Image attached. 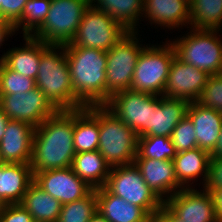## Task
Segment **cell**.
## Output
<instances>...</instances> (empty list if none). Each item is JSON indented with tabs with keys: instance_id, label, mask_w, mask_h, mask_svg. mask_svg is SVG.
Returning <instances> with one entry per match:
<instances>
[{
	"instance_id": "cell-1",
	"label": "cell",
	"mask_w": 222,
	"mask_h": 222,
	"mask_svg": "<svg viewBox=\"0 0 222 222\" xmlns=\"http://www.w3.org/2000/svg\"><path fill=\"white\" fill-rule=\"evenodd\" d=\"M74 110H58L34 130L31 168L37 172L72 166Z\"/></svg>"
},
{
	"instance_id": "cell-2",
	"label": "cell",
	"mask_w": 222,
	"mask_h": 222,
	"mask_svg": "<svg viewBox=\"0 0 222 222\" xmlns=\"http://www.w3.org/2000/svg\"><path fill=\"white\" fill-rule=\"evenodd\" d=\"M75 109L106 105V51L64 45Z\"/></svg>"
},
{
	"instance_id": "cell-3",
	"label": "cell",
	"mask_w": 222,
	"mask_h": 222,
	"mask_svg": "<svg viewBox=\"0 0 222 222\" xmlns=\"http://www.w3.org/2000/svg\"><path fill=\"white\" fill-rule=\"evenodd\" d=\"M35 81L36 87L58 110H75V93L65 46L47 45L41 41V58Z\"/></svg>"
},
{
	"instance_id": "cell-4",
	"label": "cell",
	"mask_w": 222,
	"mask_h": 222,
	"mask_svg": "<svg viewBox=\"0 0 222 222\" xmlns=\"http://www.w3.org/2000/svg\"><path fill=\"white\" fill-rule=\"evenodd\" d=\"M98 151L113 166L132 164L138 152V136L105 105L99 106Z\"/></svg>"
},
{
	"instance_id": "cell-5",
	"label": "cell",
	"mask_w": 222,
	"mask_h": 222,
	"mask_svg": "<svg viewBox=\"0 0 222 222\" xmlns=\"http://www.w3.org/2000/svg\"><path fill=\"white\" fill-rule=\"evenodd\" d=\"M170 43L176 57L210 75L222 74V40L220 30L193 29Z\"/></svg>"
},
{
	"instance_id": "cell-6",
	"label": "cell",
	"mask_w": 222,
	"mask_h": 222,
	"mask_svg": "<svg viewBox=\"0 0 222 222\" xmlns=\"http://www.w3.org/2000/svg\"><path fill=\"white\" fill-rule=\"evenodd\" d=\"M89 5L90 0H51L46 20L31 36L47 45L69 44Z\"/></svg>"
},
{
	"instance_id": "cell-7",
	"label": "cell",
	"mask_w": 222,
	"mask_h": 222,
	"mask_svg": "<svg viewBox=\"0 0 222 222\" xmlns=\"http://www.w3.org/2000/svg\"><path fill=\"white\" fill-rule=\"evenodd\" d=\"M176 56L174 47L166 42L163 45H146L135 66L130 90L161 96L169 75L171 63Z\"/></svg>"
},
{
	"instance_id": "cell-8",
	"label": "cell",
	"mask_w": 222,
	"mask_h": 222,
	"mask_svg": "<svg viewBox=\"0 0 222 222\" xmlns=\"http://www.w3.org/2000/svg\"><path fill=\"white\" fill-rule=\"evenodd\" d=\"M137 31H128L109 51H106V104L110 98L130 90L134 70L142 50Z\"/></svg>"
},
{
	"instance_id": "cell-9",
	"label": "cell",
	"mask_w": 222,
	"mask_h": 222,
	"mask_svg": "<svg viewBox=\"0 0 222 222\" xmlns=\"http://www.w3.org/2000/svg\"><path fill=\"white\" fill-rule=\"evenodd\" d=\"M105 187L112 194L143 208L152 218L164 204L144 182L135 163L111 167Z\"/></svg>"
},
{
	"instance_id": "cell-10",
	"label": "cell",
	"mask_w": 222,
	"mask_h": 222,
	"mask_svg": "<svg viewBox=\"0 0 222 222\" xmlns=\"http://www.w3.org/2000/svg\"><path fill=\"white\" fill-rule=\"evenodd\" d=\"M128 31L105 11L89 5L69 44L109 51Z\"/></svg>"
},
{
	"instance_id": "cell-11",
	"label": "cell",
	"mask_w": 222,
	"mask_h": 222,
	"mask_svg": "<svg viewBox=\"0 0 222 222\" xmlns=\"http://www.w3.org/2000/svg\"><path fill=\"white\" fill-rule=\"evenodd\" d=\"M0 108L10 120L38 127L58 109L36 87L28 92L0 95Z\"/></svg>"
},
{
	"instance_id": "cell-12",
	"label": "cell",
	"mask_w": 222,
	"mask_h": 222,
	"mask_svg": "<svg viewBox=\"0 0 222 222\" xmlns=\"http://www.w3.org/2000/svg\"><path fill=\"white\" fill-rule=\"evenodd\" d=\"M105 106L135 131L138 138L150 132L152 94L121 91L113 95Z\"/></svg>"
},
{
	"instance_id": "cell-13",
	"label": "cell",
	"mask_w": 222,
	"mask_h": 222,
	"mask_svg": "<svg viewBox=\"0 0 222 222\" xmlns=\"http://www.w3.org/2000/svg\"><path fill=\"white\" fill-rule=\"evenodd\" d=\"M202 191L185 187L164 204L184 222H219L211 192L206 187Z\"/></svg>"
},
{
	"instance_id": "cell-14",
	"label": "cell",
	"mask_w": 222,
	"mask_h": 222,
	"mask_svg": "<svg viewBox=\"0 0 222 222\" xmlns=\"http://www.w3.org/2000/svg\"><path fill=\"white\" fill-rule=\"evenodd\" d=\"M210 74L174 57L163 96L196 102L201 96Z\"/></svg>"
},
{
	"instance_id": "cell-15",
	"label": "cell",
	"mask_w": 222,
	"mask_h": 222,
	"mask_svg": "<svg viewBox=\"0 0 222 222\" xmlns=\"http://www.w3.org/2000/svg\"><path fill=\"white\" fill-rule=\"evenodd\" d=\"M34 181L62 205L82 199L93 190L74 173L72 167L37 172Z\"/></svg>"
},
{
	"instance_id": "cell-16",
	"label": "cell",
	"mask_w": 222,
	"mask_h": 222,
	"mask_svg": "<svg viewBox=\"0 0 222 222\" xmlns=\"http://www.w3.org/2000/svg\"><path fill=\"white\" fill-rule=\"evenodd\" d=\"M134 163L144 182L163 202L184 188L176 177L173 160L135 158Z\"/></svg>"
},
{
	"instance_id": "cell-17",
	"label": "cell",
	"mask_w": 222,
	"mask_h": 222,
	"mask_svg": "<svg viewBox=\"0 0 222 222\" xmlns=\"http://www.w3.org/2000/svg\"><path fill=\"white\" fill-rule=\"evenodd\" d=\"M34 130L33 126L24 122L8 121L0 141V152L4 163H31Z\"/></svg>"
},
{
	"instance_id": "cell-18",
	"label": "cell",
	"mask_w": 222,
	"mask_h": 222,
	"mask_svg": "<svg viewBox=\"0 0 222 222\" xmlns=\"http://www.w3.org/2000/svg\"><path fill=\"white\" fill-rule=\"evenodd\" d=\"M189 102L152 94L150 132L146 136L170 137L177 124L187 115Z\"/></svg>"
},
{
	"instance_id": "cell-19",
	"label": "cell",
	"mask_w": 222,
	"mask_h": 222,
	"mask_svg": "<svg viewBox=\"0 0 222 222\" xmlns=\"http://www.w3.org/2000/svg\"><path fill=\"white\" fill-rule=\"evenodd\" d=\"M187 116L194 125L198 148L211 155L215 150L222 129V113L192 102L188 106Z\"/></svg>"
},
{
	"instance_id": "cell-20",
	"label": "cell",
	"mask_w": 222,
	"mask_h": 222,
	"mask_svg": "<svg viewBox=\"0 0 222 222\" xmlns=\"http://www.w3.org/2000/svg\"><path fill=\"white\" fill-rule=\"evenodd\" d=\"M97 210L108 222H153L141 207L112 194L105 186L96 189Z\"/></svg>"
},
{
	"instance_id": "cell-21",
	"label": "cell",
	"mask_w": 222,
	"mask_h": 222,
	"mask_svg": "<svg viewBox=\"0 0 222 222\" xmlns=\"http://www.w3.org/2000/svg\"><path fill=\"white\" fill-rule=\"evenodd\" d=\"M33 181L31 164L0 165V203L2 205L20 204Z\"/></svg>"
},
{
	"instance_id": "cell-22",
	"label": "cell",
	"mask_w": 222,
	"mask_h": 222,
	"mask_svg": "<svg viewBox=\"0 0 222 222\" xmlns=\"http://www.w3.org/2000/svg\"><path fill=\"white\" fill-rule=\"evenodd\" d=\"M143 14L150 24H158L162 28L173 30L187 23L190 25V6L185 0H144Z\"/></svg>"
},
{
	"instance_id": "cell-23",
	"label": "cell",
	"mask_w": 222,
	"mask_h": 222,
	"mask_svg": "<svg viewBox=\"0 0 222 222\" xmlns=\"http://www.w3.org/2000/svg\"><path fill=\"white\" fill-rule=\"evenodd\" d=\"M172 160L178 182L184 188L190 187L193 181L198 177L200 178V175L202 176V183L204 182L203 188L206 187L209 180L211 160V155L207 151L197 147L177 153Z\"/></svg>"
},
{
	"instance_id": "cell-24",
	"label": "cell",
	"mask_w": 222,
	"mask_h": 222,
	"mask_svg": "<svg viewBox=\"0 0 222 222\" xmlns=\"http://www.w3.org/2000/svg\"><path fill=\"white\" fill-rule=\"evenodd\" d=\"M99 133V106L74 110L75 153L98 150Z\"/></svg>"
},
{
	"instance_id": "cell-25",
	"label": "cell",
	"mask_w": 222,
	"mask_h": 222,
	"mask_svg": "<svg viewBox=\"0 0 222 222\" xmlns=\"http://www.w3.org/2000/svg\"><path fill=\"white\" fill-rule=\"evenodd\" d=\"M23 47L8 50L0 57L11 70L36 80L41 58V41L30 35L23 36Z\"/></svg>"
},
{
	"instance_id": "cell-26",
	"label": "cell",
	"mask_w": 222,
	"mask_h": 222,
	"mask_svg": "<svg viewBox=\"0 0 222 222\" xmlns=\"http://www.w3.org/2000/svg\"><path fill=\"white\" fill-rule=\"evenodd\" d=\"M71 167L93 189L105 186L111 169L98 150L76 153Z\"/></svg>"
},
{
	"instance_id": "cell-27",
	"label": "cell",
	"mask_w": 222,
	"mask_h": 222,
	"mask_svg": "<svg viewBox=\"0 0 222 222\" xmlns=\"http://www.w3.org/2000/svg\"><path fill=\"white\" fill-rule=\"evenodd\" d=\"M32 216L34 222H57L62 204L46 193L33 181L20 203Z\"/></svg>"
},
{
	"instance_id": "cell-28",
	"label": "cell",
	"mask_w": 222,
	"mask_h": 222,
	"mask_svg": "<svg viewBox=\"0 0 222 222\" xmlns=\"http://www.w3.org/2000/svg\"><path fill=\"white\" fill-rule=\"evenodd\" d=\"M90 5L105 11L127 31H138L136 26L143 16L144 0H90Z\"/></svg>"
},
{
	"instance_id": "cell-29",
	"label": "cell",
	"mask_w": 222,
	"mask_h": 222,
	"mask_svg": "<svg viewBox=\"0 0 222 222\" xmlns=\"http://www.w3.org/2000/svg\"><path fill=\"white\" fill-rule=\"evenodd\" d=\"M189 6L191 28L222 29V0H192Z\"/></svg>"
},
{
	"instance_id": "cell-30",
	"label": "cell",
	"mask_w": 222,
	"mask_h": 222,
	"mask_svg": "<svg viewBox=\"0 0 222 222\" xmlns=\"http://www.w3.org/2000/svg\"><path fill=\"white\" fill-rule=\"evenodd\" d=\"M97 211V194L93 189L86 197L63 204L57 222H89Z\"/></svg>"
},
{
	"instance_id": "cell-31",
	"label": "cell",
	"mask_w": 222,
	"mask_h": 222,
	"mask_svg": "<svg viewBox=\"0 0 222 222\" xmlns=\"http://www.w3.org/2000/svg\"><path fill=\"white\" fill-rule=\"evenodd\" d=\"M177 152L171 138L166 136H142L138 138L136 158L172 160Z\"/></svg>"
},
{
	"instance_id": "cell-32",
	"label": "cell",
	"mask_w": 222,
	"mask_h": 222,
	"mask_svg": "<svg viewBox=\"0 0 222 222\" xmlns=\"http://www.w3.org/2000/svg\"><path fill=\"white\" fill-rule=\"evenodd\" d=\"M50 5L51 0H28L22 11V21L15 27L16 31L20 28L23 36H31L46 20Z\"/></svg>"
},
{
	"instance_id": "cell-33",
	"label": "cell",
	"mask_w": 222,
	"mask_h": 222,
	"mask_svg": "<svg viewBox=\"0 0 222 222\" xmlns=\"http://www.w3.org/2000/svg\"><path fill=\"white\" fill-rule=\"evenodd\" d=\"M36 88V81L0 62V95L24 93Z\"/></svg>"
},
{
	"instance_id": "cell-34",
	"label": "cell",
	"mask_w": 222,
	"mask_h": 222,
	"mask_svg": "<svg viewBox=\"0 0 222 222\" xmlns=\"http://www.w3.org/2000/svg\"><path fill=\"white\" fill-rule=\"evenodd\" d=\"M194 129V125L187 115L174 128L170 138L177 153L198 147Z\"/></svg>"
},
{
	"instance_id": "cell-35",
	"label": "cell",
	"mask_w": 222,
	"mask_h": 222,
	"mask_svg": "<svg viewBox=\"0 0 222 222\" xmlns=\"http://www.w3.org/2000/svg\"><path fill=\"white\" fill-rule=\"evenodd\" d=\"M196 102L222 113V74L210 75Z\"/></svg>"
},
{
	"instance_id": "cell-36",
	"label": "cell",
	"mask_w": 222,
	"mask_h": 222,
	"mask_svg": "<svg viewBox=\"0 0 222 222\" xmlns=\"http://www.w3.org/2000/svg\"><path fill=\"white\" fill-rule=\"evenodd\" d=\"M28 0H2L0 17L15 27L22 21V11Z\"/></svg>"
},
{
	"instance_id": "cell-37",
	"label": "cell",
	"mask_w": 222,
	"mask_h": 222,
	"mask_svg": "<svg viewBox=\"0 0 222 222\" xmlns=\"http://www.w3.org/2000/svg\"><path fill=\"white\" fill-rule=\"evenodd\" d=\"M0 222H34V219L21 204H7L1 208Z\"/></svg>"
},
{
	"instance_id": "cell-38",
	"label": "cell",
	"mask_w": 222,
	"mask_h": 222,
	"mask_svg": "<svg viewBox=\"0 0 222 222\" xmlns=\"http://www.w3.org/2000/svg\"><path fill=\"white\" fill-rule=\"evenodd\" d=\"M217 187H222V157L210 160L209 180L206 188L210 191Z\"/></svg>"
},
{
	"instance_id": "cell-39",
	"label": "cell",
	"mask_w": 222,
	"mask_h": 222,
	"mask_svg": "<svg viewBox=\"0 0 222 222\" xmlns=\"http://www.w3.org/2000/svg\"><path fill=\"white\" fill-rule=\"evenodd\" d=\"M153 222H184L179 219L165 204L153 218Z\"/></svg>"
},
{
	"instance_id": "cell-40",
	"label": "cell",
	"mask_w": 222,
	"mask_h": 222,
	"mask_svg": "<svg viewBox=\"0 0 222 222\" xmlns=\"http://www.w3.org/2000/svg\"><path fill=\"white\" fill-rule=\"evenodd\" d=\"M15 31L16 29L13 24H11L8 21H4L0 17V47L2 43L5 41V39H8L7 37L14 35L13 33H15Z\"/></svg>"
},
{
	"instance_id": "cell-41",
	"label": "cell",
	"mask_w": 222,
	"mask_h": 222,
	"mask_svg": "<svg viewBox=\"0 0 222 222\" xmlns=\"http://www.w3.org/2000/svg\"><path fill=\"white\" fill-rule=\"evenodd\" d=\"M210 192L213 196L219 222H222V187L212 188Z\"/></svg>"
},
{
	"instance_id": "cell-42",
	"label": "cell",
	"mask_w": 222,
	"mask_h": 222,
	"mask_svg": "<svg viewBox=\"0 0 222 222\" xmlns=\"http://www.w3.org/2000/svg\"><path fill=\"white\" fill-rule=\"evenodd\" d=\"M9 117L3 112V110L0 108V141L4 136V132L6 130Z\"/></svg>"
},
{
	"instance_id": "cell-43",
	"label": "cell",
	"mask_w": 222,
	"mask_h": 222,
	"mask_svg": "<svg viewBox=\"0 0 222 222\" xmlns=\"http://www.w3.org/2000/svg\"><path fill=\"white\" fill-rule=\"evenodd\" d=\"M220 157H222V129L220 131L215 150L211 154V158H220Z\"/></svg>"
},
{
	"instance_id": "cell-44",
	"label": "cell",
	"mask_w": 222,
	"mask_h": 222,
	"mask_svg": "<svg viewBox=\"0 0 222 222\" xmlns=\"http://www.w3.org/2000/svg\"><path fill=\"white\" fill-rule=\"evenodd\" d=\"M89 222H108L98 211L96 214L89 220Z\"/></svg>"
},
{
	"instance_id": "cell-45",
	"label": "cell",
	"mask_w": 222,
	"mask_h": 222,
	"mask_svg": "<svg viewBox=\"0 0 222 222\" xmlns=\"http://www.w3.org/2000/svg\"><path fill=\"white\" fill-rule=\"evenodd\" d=\"M3 164H4V162H3V160H2L1 152H0V165H3Z\"/></svg>"
}]
</instances>
